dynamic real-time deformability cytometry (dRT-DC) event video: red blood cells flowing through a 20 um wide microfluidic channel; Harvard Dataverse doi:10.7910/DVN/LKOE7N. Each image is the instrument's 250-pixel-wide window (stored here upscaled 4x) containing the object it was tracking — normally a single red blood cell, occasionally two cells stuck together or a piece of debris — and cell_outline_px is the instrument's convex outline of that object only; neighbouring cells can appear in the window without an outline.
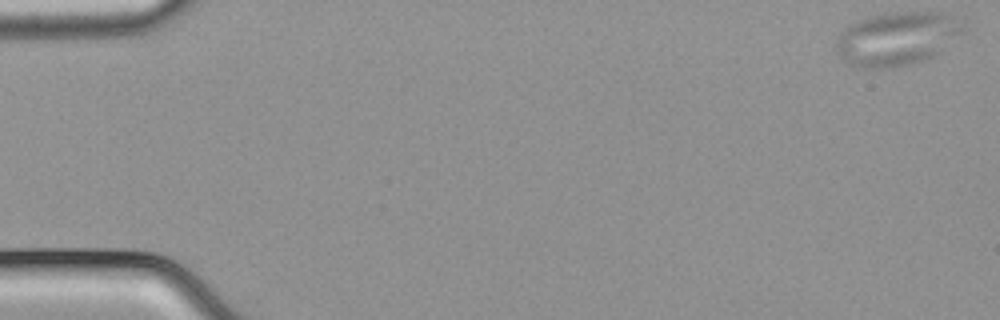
{"species": "common noctule bat (a hibernating species)", "species_latin": "Nyctalus noctula", "temperature_condition": "cold", "stored_images_in_passage": 52, "camera_frame_rate_fps": 3000, "um_per_image_px": 0.085, "animal": {"sex": "male", "body_mass_g": 21.5, "forearm_length_mm": 52.0}, "frame": {"image": 1, "passage_image": 1, "time_ms": 0.0, "image_size_px": [1000, 320], "cell_outline_px": [[968, 28], [964, 32], [940, 52], [924, 60], [912, 64], [892, 68], [860, 68], [848, 64], [836, 52], [836, 44], [840, 32], [848, 24], [856, 20], [868, 16], [884, 12], [944, 12], [952, 16]], "centroid_in_image_um": [76.23, 3.28], "position_along_channel_um": 8.8, "area_um2": 40.29}}
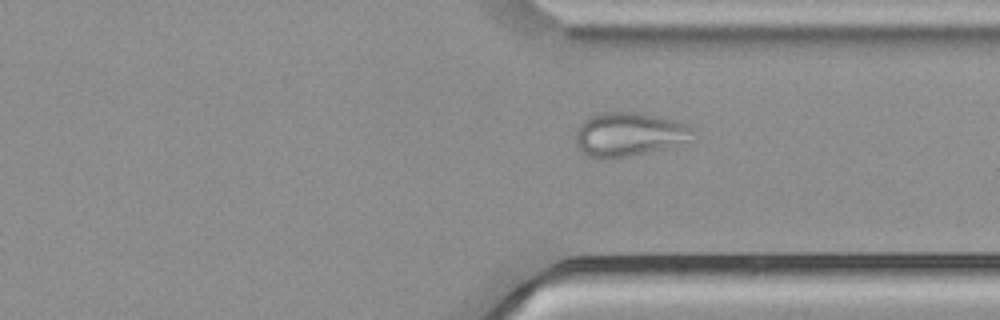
{"frame": {"image": 2, "passage_image": 40, "time_ms": 13.0, "image_size_px": [1000, 320], "cell_outline_px": [[692, 128], [688, 140], [664, 148], [632, 156], [584, 156], [576, 144], [576, 132], [580, 124], [584, 120], [600, 112], [644, 112], [676, 120]], "centroid_in_image_um": [53.42, 11.38], "position_along_channel_um": 358.0, "area_um2": 29.36}}
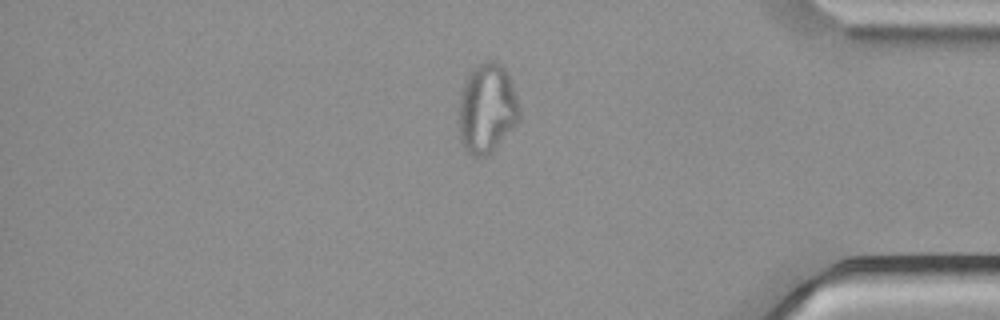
{"frame": {"image": 3, "passage_image": 45, "time_ms": 14.667, "image_size_px": [1000, 320], "cell_outline_px": [[520, 120], [492, 152], [488, 156], [472, 156], [460, 144], [456, 120], [460, 100], [464, 84], [468, 76], [476, 64], [484, 60], [496, 60], [508, 72], [512, 84], [520, 112]], "centroid_in_image_um": [41.36, 9.24], "position_along_channel_um": 393.8, "area_um2": 32.19}}